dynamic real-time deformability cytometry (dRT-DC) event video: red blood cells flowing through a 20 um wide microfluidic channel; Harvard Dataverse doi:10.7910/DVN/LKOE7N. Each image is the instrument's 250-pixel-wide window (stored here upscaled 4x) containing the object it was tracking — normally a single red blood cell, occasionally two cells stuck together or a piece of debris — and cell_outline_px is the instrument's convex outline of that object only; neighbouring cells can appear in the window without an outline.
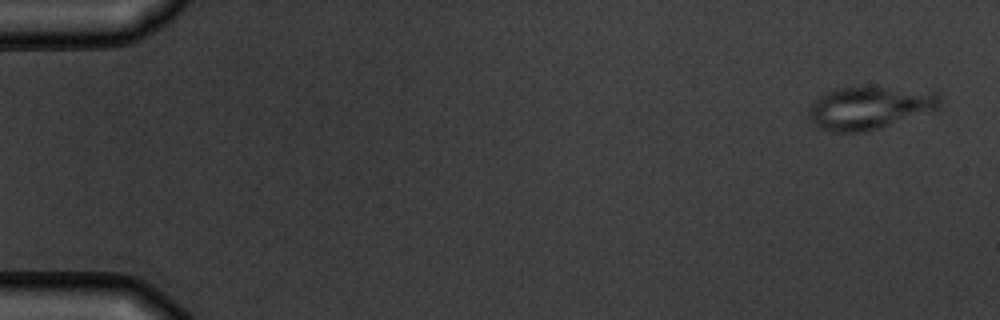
{"species": "common noctule bat (a hibernating species)", "species_latin": "Nyctalus noctula", "temperature_condition": "warm", "stored_images_in_passage": 5, "camera_frame_rate_fps": 3000, "um_per_image_px": 0.085, "animal": {"sex": "male", "body_mass_g": 19.5, "forearm_length_mm": 54.6}, "frame": {"image": 1, "passage_image": 1, "time_ms": 0.0, "image_size_px": [1000, 320], "cell_outline_px": [[944, 96], [940, 108], [864, 132], [828, 132], [816, 128], [808, 116], [808, 104], [816, 96], [832, 88], [860, 84], [936, 92]], "centroid_in_image_um": [73.82, 9.11], "position_along_channel_um": 11.2, "area_um2": 33.93}}